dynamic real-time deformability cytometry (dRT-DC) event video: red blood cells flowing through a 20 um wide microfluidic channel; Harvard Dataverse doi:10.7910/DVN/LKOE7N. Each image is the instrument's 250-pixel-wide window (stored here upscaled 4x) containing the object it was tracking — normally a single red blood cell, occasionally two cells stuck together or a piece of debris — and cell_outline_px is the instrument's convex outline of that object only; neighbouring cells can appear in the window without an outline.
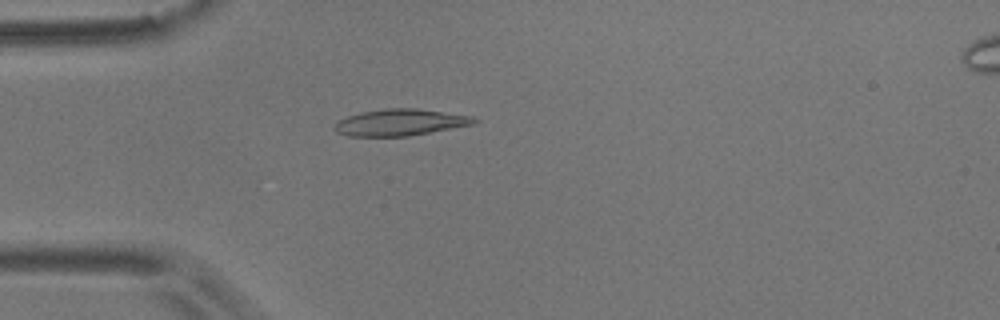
{"species": "common noctule bat (a hibernating species)", "species_latin": "Nyctalus noctula", "temperature_condition": "room temperature", "stored_images_in_passage": 23, "camera_frame_rate_fps": 3000, "um_per_image_px": 0.085, "animal": {"sex": "male", "body_mass_g": 17.9}, "frame": {"image": 1, "passage_image": 2, "time_ms": 0.333, "image_size_px": [1000, 320], "cell_outline_px": [[480, 120], [472, 124], [408, 136], [348, 136], [336, 132], [336, 124], [340, 120], [348, 116], [360, 112], [384, 108], [416, 108], [472, 116]], "centroid_in_image_um": [34.02, 10.39], "position_along_channel_um": 51.0, "area_um2": 21.33}}
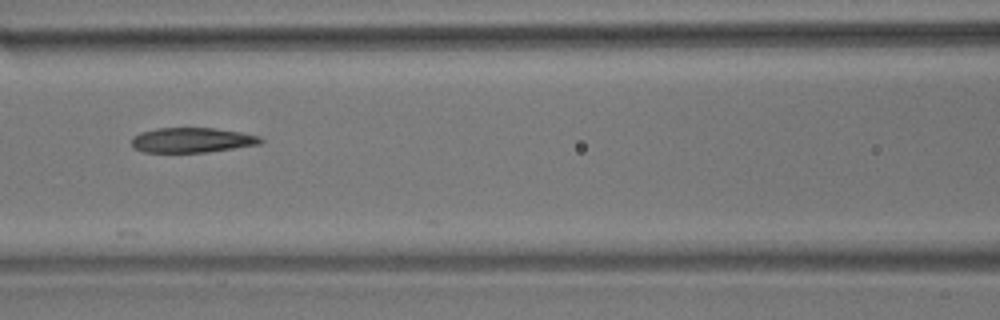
{"frame": {"image": 2, "passage_image": 11, "time_ms": 3.333, "image_size_px": [1000, 320], "cell_outline_px": [[264, 140], [260, 144], [208, 152], [144, 152], [136, 148], [132, 144], [132, 136], [140, 132], [156, 128], [212, 128], [240, 132], [260, 136]], "centroid_in_image_um": [16.32, 11.9], "position_along_channel_um": 150.3, "area_um2": 18.67}}
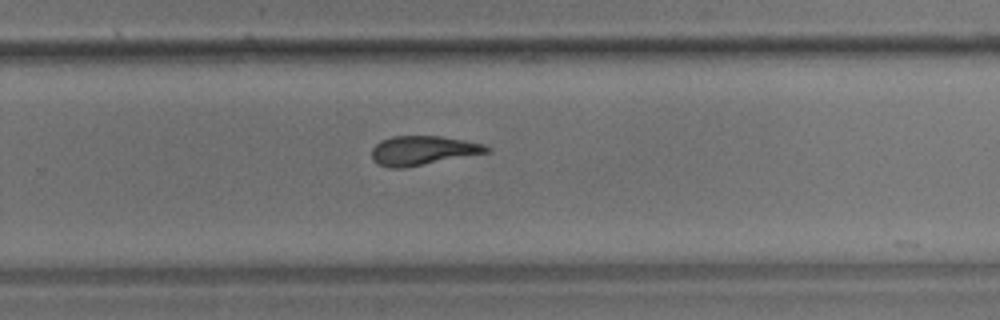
{"frame": {"image": 3, "passage_image": 23, "time_ms": 7.333, "image_size_px": [1000, 320], "cell_outline_px": [[492, 148], [488, 152], [404, 168], [388, 168], [376, 164], [372, 160], [372, 148], [380, 140], [392, 136], [440, 136], [464, 140], [484, 144]], "centroid_in_image_um": [35.89, 12.79], "position_along_channel_um": 293.9, "area_um2": 19.59}}